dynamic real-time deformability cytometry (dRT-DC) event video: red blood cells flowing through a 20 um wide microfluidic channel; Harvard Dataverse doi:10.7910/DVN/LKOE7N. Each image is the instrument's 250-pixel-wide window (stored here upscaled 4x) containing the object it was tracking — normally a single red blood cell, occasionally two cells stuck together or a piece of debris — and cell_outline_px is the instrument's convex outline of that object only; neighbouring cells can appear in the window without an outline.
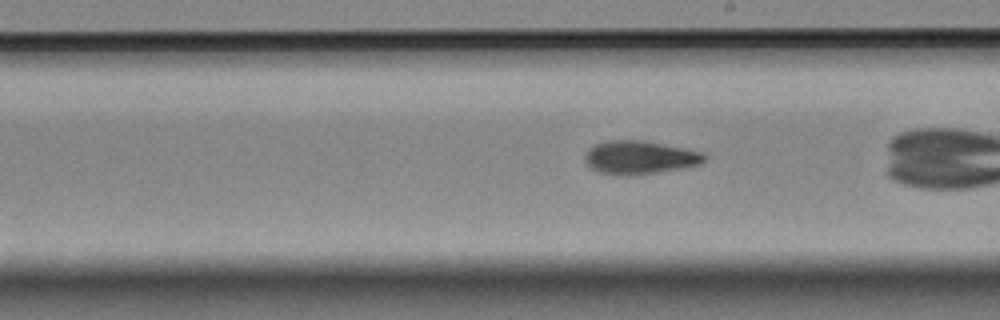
{"species": "Egyptian fruit bat (a non-hibernating species)", "species_latin": "Rousettus aegyptiacus", "temperature_condition": "room temperature", "stored_images_in_passage": 34, "camera_frame_rate_fps": 3000, "um_per_image_px": 0.085, "animal": {"sex": "female"}, "frame": {"image": 1, "passage_image": 15, "time_ms": 4.667, "image_size_px": [1000, 320], "cell_outline_px": [[708, 156], [700, 164], [680, 168], [656, 172], [628, 176], [600, 172], [592, 168], [584, 160], [584, 156], [596, 144], [608, 140], [640, 140], [700, 152]], "centroid_in_image_um": [54.35, 13.39], "position_along_channel_um": 234.6, "area_um2": 22.54}}